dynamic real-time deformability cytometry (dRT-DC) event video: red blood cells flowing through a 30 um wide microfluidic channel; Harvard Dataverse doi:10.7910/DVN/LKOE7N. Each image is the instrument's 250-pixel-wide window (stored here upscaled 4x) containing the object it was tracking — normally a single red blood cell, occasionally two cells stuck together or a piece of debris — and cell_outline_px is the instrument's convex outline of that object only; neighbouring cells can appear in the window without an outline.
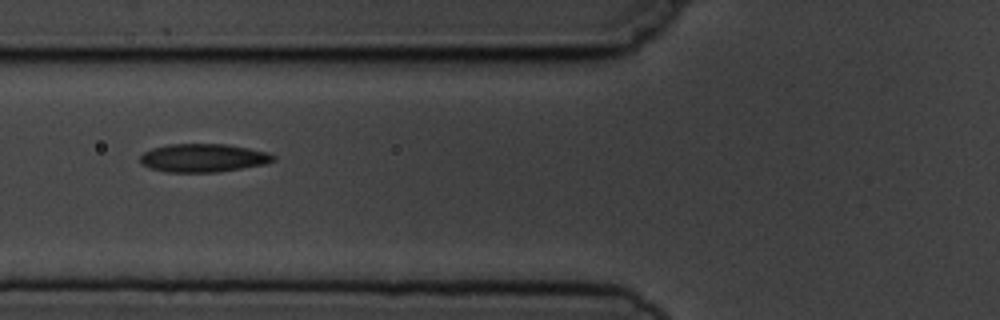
{"species": "common noctule bat (a hibernating species)", "species_latin": "Nyctalus noctula", "temperature_condition": "cold", "stored_images_in_passage": 11, "camera_frame_rate_fps": 3000, "um_per_image_px": 0.085, "animal": {"sex": "male", "body_mass_g": 19.5, "forearm_length_mm": 54.6}, "frame": {"image": 1, "passage_image": 6, "time_ms": 6.333, "image_size_px": [1000, 320], "cell_outline_px": [[276, 160], [264, 164], [216, 172], [164, 172], [140, 164], [140, 156], [144, 152], [152, 148], [168, 144], [228, 144], [268, 152], [276, 156]], "centroid_in_image_um": [17.26, 13.42], "position_along_channel_um": 108.5, "area_um2": 21.96}}
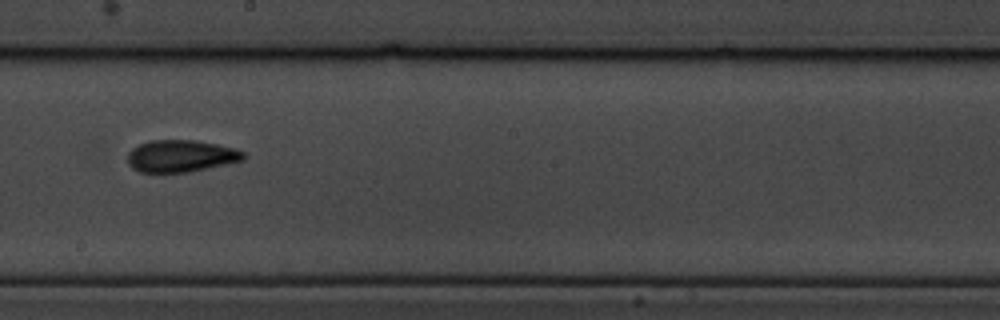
{"frame": {"image": 2, "passage_image": 9, "time_ms": 9.667, "image_size_px": [1000, 320], "cell_outline_px": [[248, 156], [244, 160], [188, 172], [140, 172], [132, 168], [128, 164], [128, 152], [132, 148], [140, 144], [152, 140], [196, 140], [236, 148], [244, 152]], "centroid_in_image_um": [15.4, 13.26], "position_along_channel_um": 232.8, "area_um2": 21.68}}
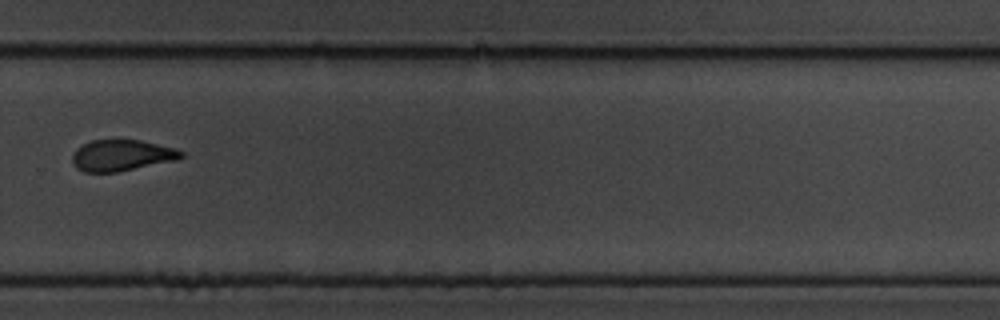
{"frame": {"image": 3, "passage_image": 11, "time_ms": 12.0, "image_size_px": [1000, 320], "cell_outline_px": [[184, 156], [176, 160], [116, 172], [84, 172], [76, 168], [72, 160], [72, 152], [76, 148], [92, 140], [140, 140], [176, 148], [184, 152]], "centroid_in_image_um": [10.33, 13.2], "position_along_channel_um": 319.5, "area_um2": 19.77}}